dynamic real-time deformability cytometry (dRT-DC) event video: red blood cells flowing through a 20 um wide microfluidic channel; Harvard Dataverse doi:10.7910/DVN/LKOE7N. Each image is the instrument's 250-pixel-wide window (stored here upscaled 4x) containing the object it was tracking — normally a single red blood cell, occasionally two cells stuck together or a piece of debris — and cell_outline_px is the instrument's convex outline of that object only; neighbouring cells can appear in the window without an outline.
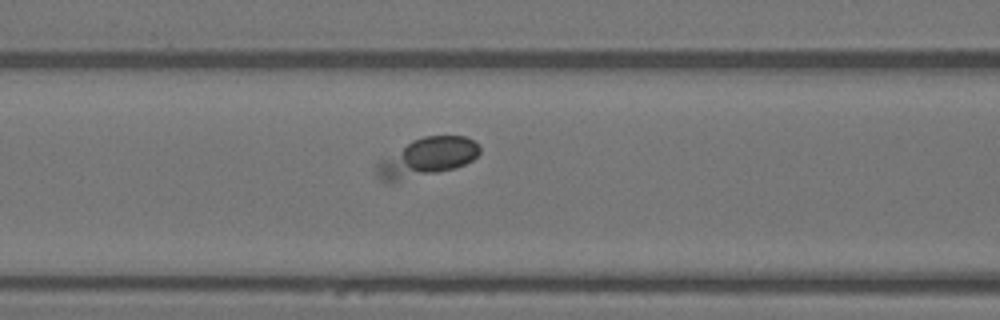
{"species": "Egyptian fruit bat (a non-hibernating species)", "species_latin": "Rousettus aegyptiacus", "temperature_condition": "warm", "stored_images_in_passage": 41, "camera_frame_rate_fps": 3000, "um_per_image_px": 0.085, "animal": {"sex": "female"}, "frame": {"image": 1, "passage_image": 25, "time_ms": 8.0, "image_size_px": [1000, 320], "cell_outline_px": [[480, 152], [472, 160], [456, 168], [396, 180], [380, 180], [376, 176], [376, 164], [380, 160], [412, 140], [424, 136], [464, 136], [472, 140], [480, 148]], "centroid_in_image_um": [36.29, 13.35], "position_along_channel_um": 130.3, "area_um2": 22.43}}